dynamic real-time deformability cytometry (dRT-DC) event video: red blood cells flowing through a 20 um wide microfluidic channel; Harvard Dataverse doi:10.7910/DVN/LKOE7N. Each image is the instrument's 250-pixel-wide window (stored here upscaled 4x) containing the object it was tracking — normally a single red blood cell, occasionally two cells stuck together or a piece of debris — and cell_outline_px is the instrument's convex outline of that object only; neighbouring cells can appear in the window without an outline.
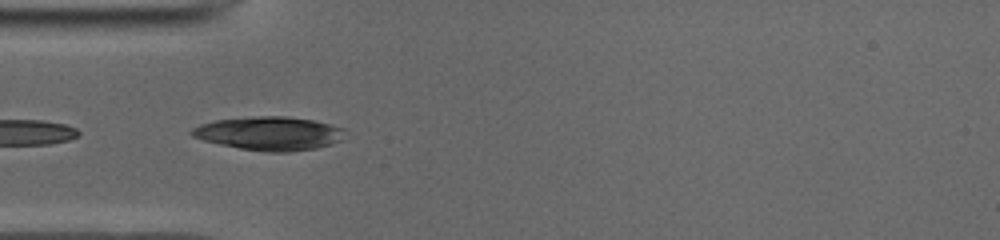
{"species": "common noctule bat (a hibernating species)", "species_latin": "Nyctalus noctula", "temperature_condition": "cold", "stored_images_in_passage": 25, "camera_frame_rate_fps": 3000, "um_per_image_px": 0.085, "animal": {"sex": "male", "body_mass_g": 19.0, "forearm_length_mm": 50.8}, "frame": {"image": 1, "passage_image": 15, "time_ms": 4.667, "image_size_px": [1000, 240], "cell_outline_px": [[344, 140], [332, 144], [316, 148], [288, 152], [264, 152], [240, 148], [220, 144], [204, 140], [192, 136], [188, 132], [192, 128], [200, 124], [216, 120], [256, 116], [288, 116], [312, 120], [344, 128]], "centroid_in_image_um": [22.91, 11.34], "position_along_channel_um": 62.1, "area_um2": 30.06}}